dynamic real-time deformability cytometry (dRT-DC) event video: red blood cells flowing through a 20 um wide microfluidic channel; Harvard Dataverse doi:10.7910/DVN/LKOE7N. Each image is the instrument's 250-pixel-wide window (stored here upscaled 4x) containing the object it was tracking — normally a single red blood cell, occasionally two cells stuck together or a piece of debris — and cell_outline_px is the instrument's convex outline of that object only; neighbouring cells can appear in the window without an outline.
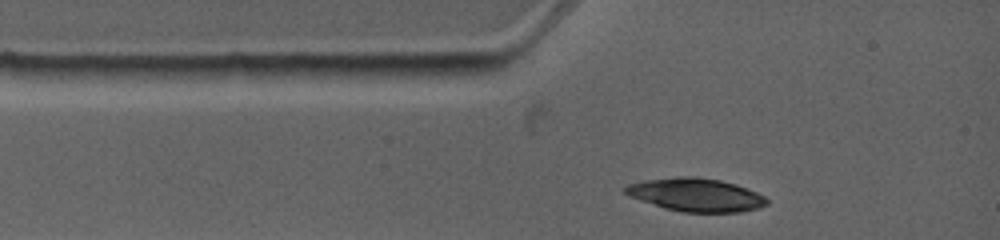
{"species": "common noctule bat (a hibernating species)", "species_latin": "Nyctalus noctula", "temperature_condition": "warm", "stored_images_in_passage": 4, "camera_frame_rate_fps": 4500, "um_per_image_px": 0.085, "animal": {"sex": "female", "body_mass_g": 19.0, "forearm_length_mm": 53.3}, "frame": {"image": 1, "passage_image": 1, "time_ms": 0.0, "image_size_px": [1000, 240], "cell_outline_px": [[768, 204], [760, 208], [740, 212], [680, 212], [664, 208], [628, 196], [624, 192], [624, 188], [628, 184], [644, 180], [676, 176], [692, 176], [720, 180], [736, 184], [756, 192], [764, 196], [768, 200]], "centroid_in_image_um": [59.14, 16.56], "position_along_channel_um": 25.9, "area_um2": 27.51}}
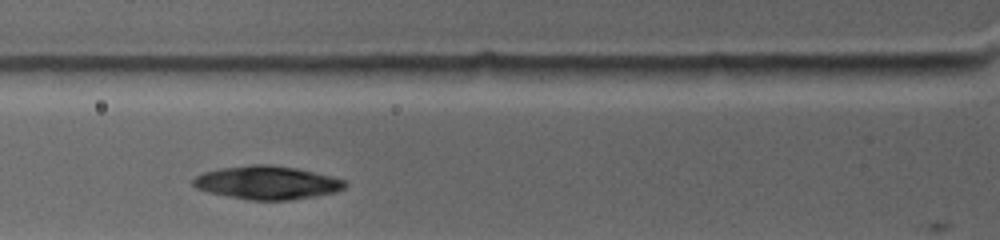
{"frame": {"image": 2, "passage_image": 3, "time_ms": 2.222, "image_size_px": [1000, 240], "cell_outline_px": [[348, 184], [344, 188], [336, 192], [316, 196], [288, 200], [248, 200], [208, 192], [196, 188], [192, 184], [192, 180], [196, 176], [204, 172], [220, 168], [252, 164], [268, 164], [296, 168], [332, 176], [344, 180]], "centroid_in_image_um": [22.7, 15.52], "position_along_channel_um": 103.1, "area_um2": 29.54}}
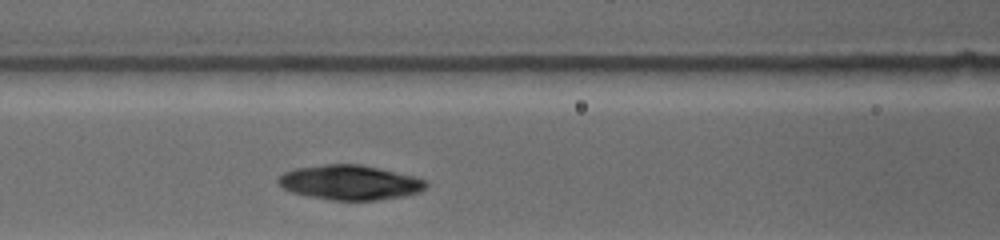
{"frame": {"image": 3, "passage_image": 4, "time_ms": 3.111, "image_size_px": [1000, 240], "cell_outline_px": [[428, 184], [420, 192], [404, 196], [376, 200], [332, 200], [308, 196], [292, 192], [284, 188], [276, 180], [284, 172], [296, 168], [328, 164], [360, 164], [380, 168], [412, 176], [424, 180]], "centroid_in_image_um": [29.74, 15.51], "position_along_channel_um": 136.9, "area_um2": 29.65}}